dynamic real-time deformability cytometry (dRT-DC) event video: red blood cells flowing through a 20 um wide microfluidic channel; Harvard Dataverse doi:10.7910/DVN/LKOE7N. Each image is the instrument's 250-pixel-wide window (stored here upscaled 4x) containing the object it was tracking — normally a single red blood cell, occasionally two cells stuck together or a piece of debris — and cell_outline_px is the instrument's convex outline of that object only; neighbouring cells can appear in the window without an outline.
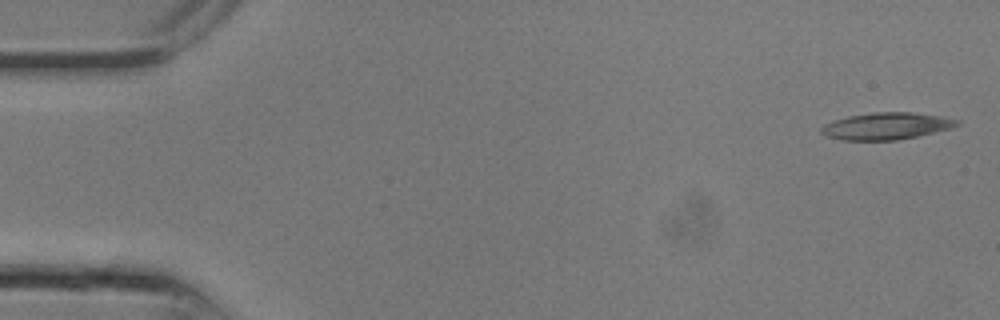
{"species": "common noctule bat (a hibernating species)", "species_latin": "Nyctalus noctula", "temperature_condition": "room temperature", "stored_images_in_passage": 12, "camera_frame_rate_fps": 3000, "um_per_image_px": 0.085, "animal": {"sex": "male", "body_mass_g": 13.3}, "frame": {"image": 1, "passage_image": 1, "time_ms": 0.0, "image_size_px": [1000, 320], "cell_outline_px": [[960, 124], [952, 128], [916, 136], [896, 140], [840, 140], [824, 136], [820, 132], [820, 128], [824, 124], [832, 120], [848, 116], [872, 112], [912, 112], [940, 116], [960, 120]], "centroid_in_image_um": [75.29, 10.71], "position_along_channel_um": 9.7, "area_um2": 21.44}}
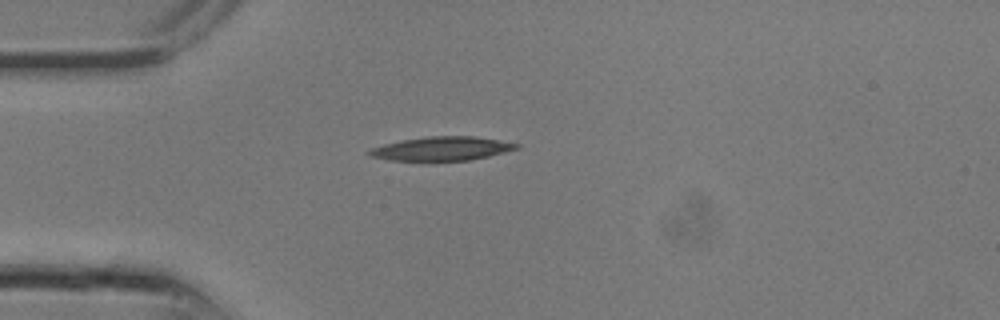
{"frame": {"image": 2, "passage_image": 7, "time_ms": 2.0, "image_size_px": [1000, 320], "cell_outline_px": [[520, 148], [488, 156], [468, 160], [388, 160], [368, 156], [364, 152], [372, 148], [384, 144], [400, 140], [428, 136], [476, 136], [520, 144]], "centroid_in_image_um": [37.51, 12.62], "position_along_channel_um": 47.5, "area_um2": 20.4}}
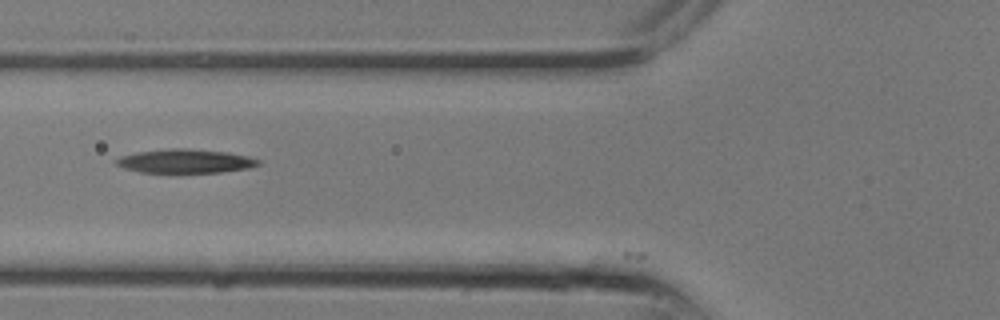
{"frame": {"image": 3, "passage_image": 10, "time_ms": 3.0, "image_size_px": [1000, 320], "cell_outline_px": [[260, 164], [248, 168], [220, 172], [140, 172], [124, 168], [116, 164], [112, 160], [120, 156], [136, 152], [172, 148], [188, 148], [224, 152], [248, 156], [260, 160]], "centroid_in_image_um": [15.7, 13.69], "position_along_channel_um": 110.1, "area_um2": 19.65}}